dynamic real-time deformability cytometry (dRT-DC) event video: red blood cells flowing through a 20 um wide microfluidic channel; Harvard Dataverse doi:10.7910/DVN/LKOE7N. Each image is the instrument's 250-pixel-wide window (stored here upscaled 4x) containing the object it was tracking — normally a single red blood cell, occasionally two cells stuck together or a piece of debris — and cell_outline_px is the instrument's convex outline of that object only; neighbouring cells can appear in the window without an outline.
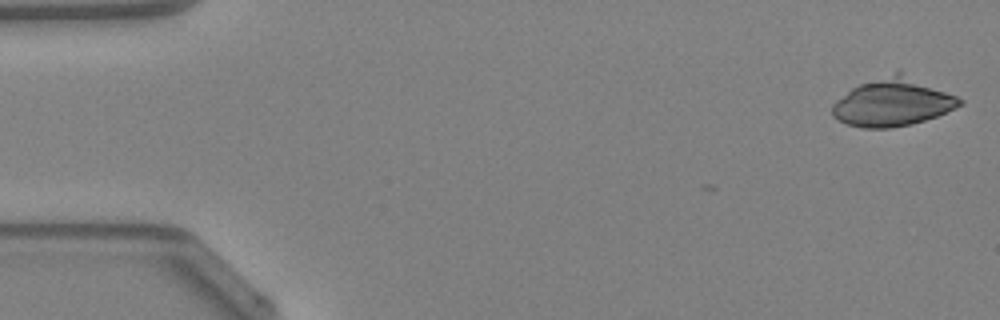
{"species": "Egyptian fruit bat (a non-hibernating species)", "species_latin": "Rousettus aegyptiacus", "temperature_condition": "warm", "stored_images_in_passage": 5, "camera_frame_rate_fps": 3000, "um_per_image_px": 0.085, "animal": {"sex": "female"}, "frame": {"image": 1, "passage_image": 1, "time_ms": 0.0, "image_size_px": [1000, 320], "cell_outline_px": [[964, 104], [956, 108], [936, 116], [912, 124], [892, 128], [864, 128], [848, 124], [832, 116], [832, 104], [836, 100], [852, 88], [860, 84], [900, 68], [964, 100]], "centroid_in_image_um": [75.93, 8.65], "position_along_channel_um": 9.1, "area_um2": 36.07}}